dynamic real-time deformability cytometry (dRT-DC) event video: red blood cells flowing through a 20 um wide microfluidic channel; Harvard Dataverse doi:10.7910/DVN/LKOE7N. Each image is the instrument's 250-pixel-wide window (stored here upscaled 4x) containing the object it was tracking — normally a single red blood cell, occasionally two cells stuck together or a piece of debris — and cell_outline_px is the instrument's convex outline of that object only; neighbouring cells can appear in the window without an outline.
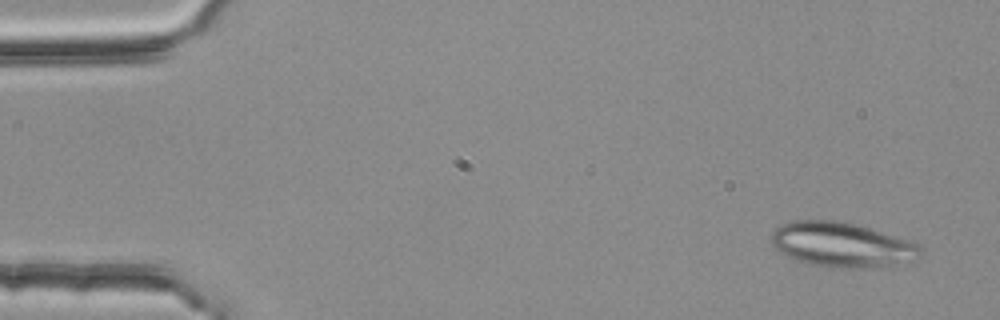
{"species": "common noctule bat (a hibernating species)", "species_latin": "Nyctalus noctula", "temperature_condition": "room temperature", "stored_images_in_passage": 52, "camera_frame_rate_fps": 3000, "um_per_image_px": 0.085, "animal": {"sex": "female", "body_mass_g": 25.1}, "frame": {"image": 1, "passage_image": 3, "time_ms": 0.667, "image_size_px": [1000, 320], "cell_outline_px": [[920, 256], [892, 264], [868, 268], [840, 268], [816, 264], [800, 260], [788, 256], [780, 252], [772, 244], [772, 232], [776, 228], [792, 220], [836, 220], [856, 224], [908, 240], [916, 244], [920, 248]], "centroid_in_image_um": [71.51, 20.77], "position_along_channel_um": 13.5, "area_um2": 37.92}}
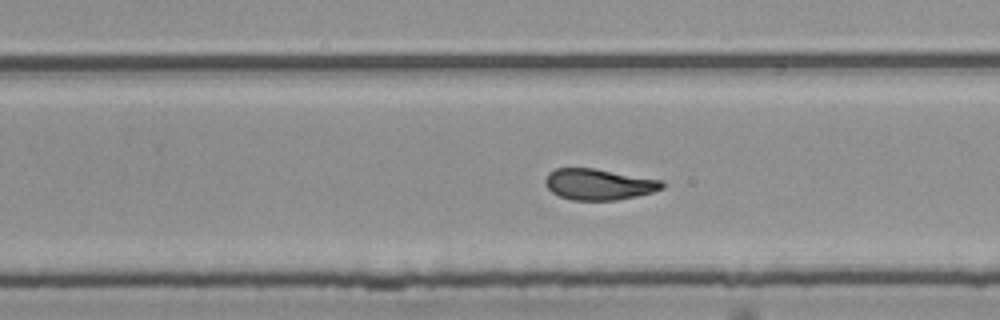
{"frame": {"image": 2, "passage_image": 34, "time_ms": 11.0, "image_size_px": [1000, 320], "cell_outline_px": [[664, 188], [652, 192], [636, 196], [616, 200], [572, 200], [560, 196], [552, 192], [544, 184], [544, 180], [548, 172], [556, 168], [592, 168], [660, 180], [664, 184]], "centroid_in_image_um": [50.85, 15.67], "position_along_channel_um": 279.0, "area_um2": 20.98}}
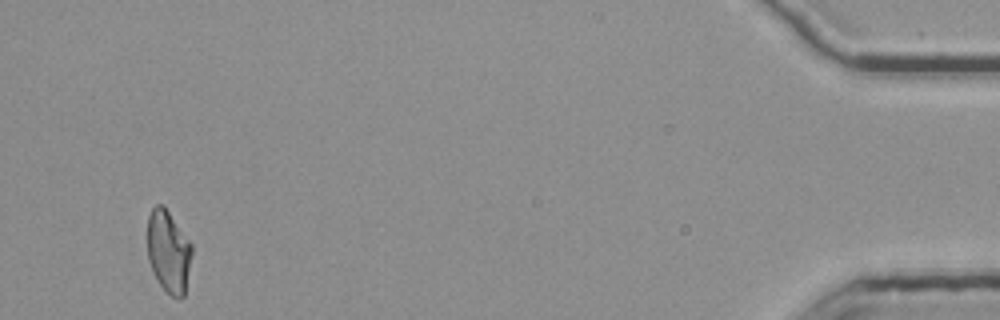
{"frame": {"image": 3, "passage_image": 52, "time_ms": 17.0, "image_size_px": [1000, 320], "cell_outline_px": [[192, 252], [184, 296], [180, 300], [172, 296], [160, 284], [152, 272], [148, 260], [148, 216], [152, 208], [156, 204], [160, 204], [168, 212], [192, 244]], "centroid_in_image_um": [14.31, 21.4], "position_along_channel_um": 420.9, "area_um2": 21.04}, "authors_computed_cell_mechanics": {"area_um2": 22.0507, "velocity_mm_per_s": 3.7522, "shape_relaxation_time_tau1_ms": 7.368, "shape_relaxation_time_tau2_ms": 3.5378, "deformation_change_tau1": 0.1987, "deformation_change_tau2": 0.0715}}